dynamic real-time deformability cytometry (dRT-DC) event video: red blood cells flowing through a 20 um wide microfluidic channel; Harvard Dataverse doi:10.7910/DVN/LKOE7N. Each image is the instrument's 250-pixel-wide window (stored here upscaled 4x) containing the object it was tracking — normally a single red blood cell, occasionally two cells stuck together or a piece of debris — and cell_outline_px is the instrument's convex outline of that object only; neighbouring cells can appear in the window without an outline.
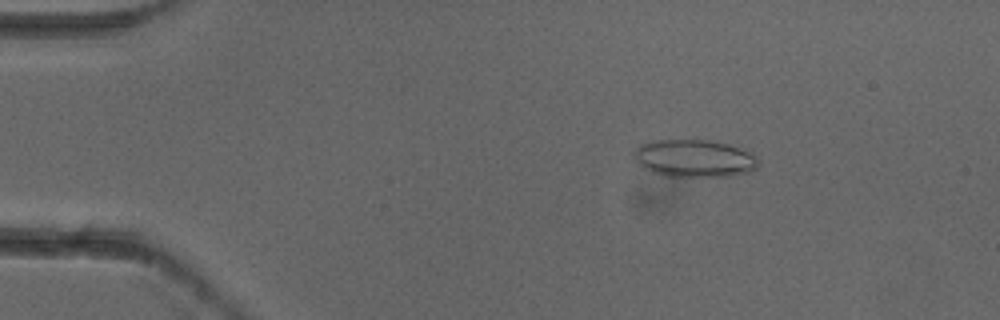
{"species": "common noctule bat (a hibernating species)", "species_latin": "Nyctalus noctula", "temperature_condition": "cold", "stored_images_in_passage": 5, "camera_frame_rate_fps": 3000, "um_per_image_px": 0.085, "animal": {"sex": "female"}, "frame": {"image": 1, "passage_image": 3, "time_ms": 0.667, "image_size_px": [1000, 320], "cell_outline_px": [[760, 164], [756, 168], [748, 172], [728, 176], [664, 176], [652, 172], [644, 168], [636, 160], [636, 148], [640, 144], [656, 140], [708, 140], [728, 144], [752, 152], [756, 156]], "centroid_in_image_um": [59.06, 13.46], "position_along_channel_um": 25.9, "area_um2": 27.05}}